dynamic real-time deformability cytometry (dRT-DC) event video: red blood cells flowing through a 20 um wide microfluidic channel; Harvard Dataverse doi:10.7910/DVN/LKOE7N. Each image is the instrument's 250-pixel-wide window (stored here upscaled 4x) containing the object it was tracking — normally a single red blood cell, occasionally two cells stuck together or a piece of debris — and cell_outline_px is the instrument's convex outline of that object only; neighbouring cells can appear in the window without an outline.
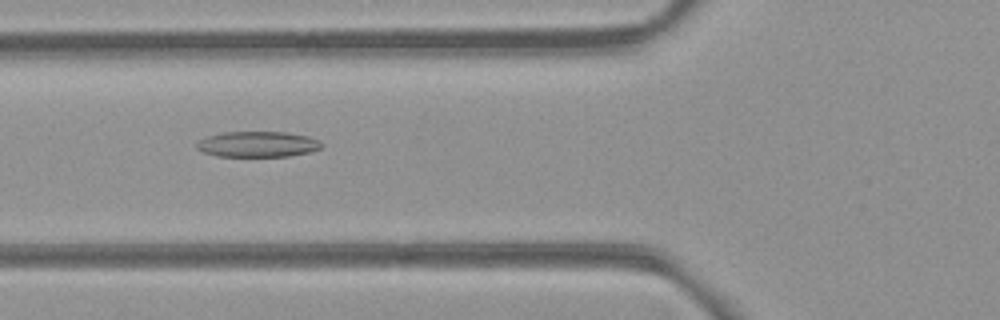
{"species": "common noctule bat (a hibernating species)", "species_latin": "Nyctalus noctula", "temperature_condition": "room temperature", "stored_images_in_passage": 36, "camera_frame_rate_fps": 3000, "um_per_image_px": 0.085, "animal": {"sex": "female", "body_mass_g": 21.9}, "frame": {"image": 1, "passage_image": 7, "time_ms": 2.0, "image_size_px": [1000, 320], "cell_outline_px": [[324, 144], [320, 148], [312, 152], [288, 156], [216, 156], [204, 152], [196, 148], [196, 144], [200, 140], [208, 136], [224, 132], [284, 132], [308, 136]], "centroid_in_image_um": [21.91, 12.26], "position_along_channel_um": 103.9, "area_um2": 18.55}}
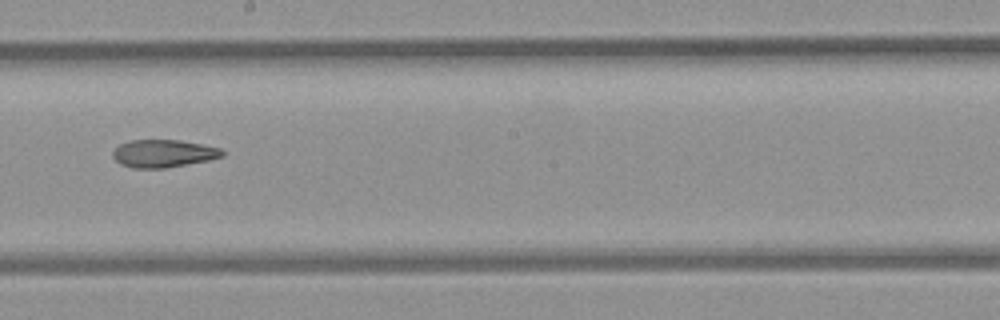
{"frame": {"image": 2, "passage_image": 17, "time_ms": 5.333, "image_size_px": [1000, 320], "cell_outline_px": [[224, 156], [208, 160], [164, 168], [132, 168], [120, 164], [112, 156], [112, 152], [120, 144], [128, 140], [180, 140], [220, 148], [224, 152]], "centroid_in_image_um": [13.86, 13.04], "position_along_channel_um": 234.3, "area_um2": 17.57}}
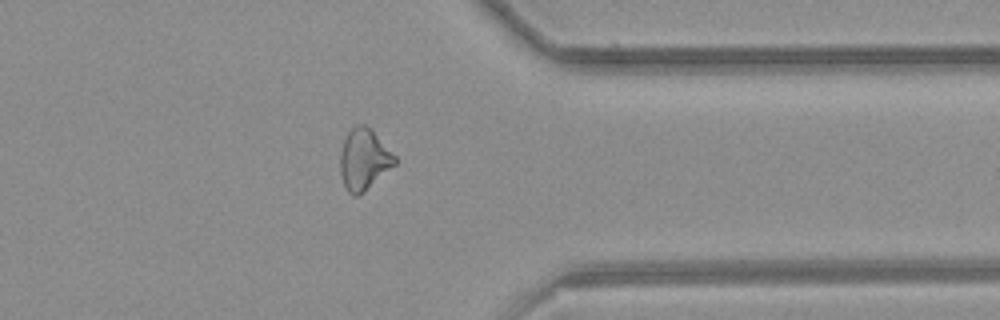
{"frame": {"image": 3, "passage_image": 29, "time_ms": 9.333, "image_size_px": [1000, 320], "cell_outline_px": [[396, 164], [364, 192], [356, 196], [352, 196], [348, 192], [344, 184], [340, 172], [340, 152], [344, 140], [348, 132], [352, 128], [360, 124], [364, 124], [372, 128], [396, 156]], "centroid_in_image_um": [30.94, 13.54], "position_along_channel_um": 380.5, "area_um2": 19.54}, "authors_computed_cell_mechanics": {"area_um2": 18.496, "velocity_mm_per_s": 3.8943, "shape_relaxation_time_tau1_ms": null, "shape_relaxation_time_tau2_ms": 4.5089, "deformation_change_tau1": null, "deformation_change_tau2": 0.13}}